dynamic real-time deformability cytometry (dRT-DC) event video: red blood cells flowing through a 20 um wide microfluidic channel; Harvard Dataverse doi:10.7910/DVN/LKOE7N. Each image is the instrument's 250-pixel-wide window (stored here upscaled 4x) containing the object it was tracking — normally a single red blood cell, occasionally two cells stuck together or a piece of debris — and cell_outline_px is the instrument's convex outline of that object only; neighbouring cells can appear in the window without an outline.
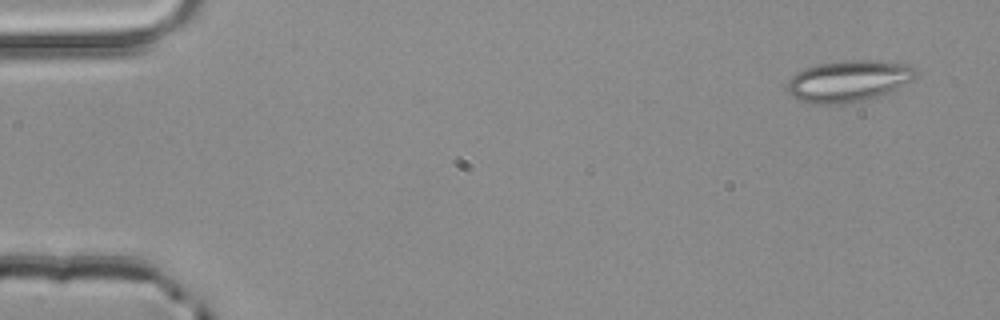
{"species": "common noctule bat (a hibernating species)", "species_latin": "Nyctalus noctula", "temperature_condition": "room temperature", "stored_images_in_passage": 3, "camera_frame_rate_fps": 3000, "um_per_image_px": 0.085, "animal": {"sex": "male", "body_mass_g": 20.4}, "frame": {"image": 1, "passage_image": 1, "time_ms": 0.0, "image_size_px": [1000, 320], "cell_outline_px": [[916, 76], [912, 80], [888, 92], [876, 96], [860, 100], [840, 104], [820, 104], [800, 100], [792, 96], [788, 92], [788, 80], [796, 72], [804, 68], [816, 64], [844, 60], [872, 60], [908, 64], [916, 68]], "centroid_in_image_um": [72.11, 6.86], "position_along_channel_um": 12.9, "area_um2": 30.75}}